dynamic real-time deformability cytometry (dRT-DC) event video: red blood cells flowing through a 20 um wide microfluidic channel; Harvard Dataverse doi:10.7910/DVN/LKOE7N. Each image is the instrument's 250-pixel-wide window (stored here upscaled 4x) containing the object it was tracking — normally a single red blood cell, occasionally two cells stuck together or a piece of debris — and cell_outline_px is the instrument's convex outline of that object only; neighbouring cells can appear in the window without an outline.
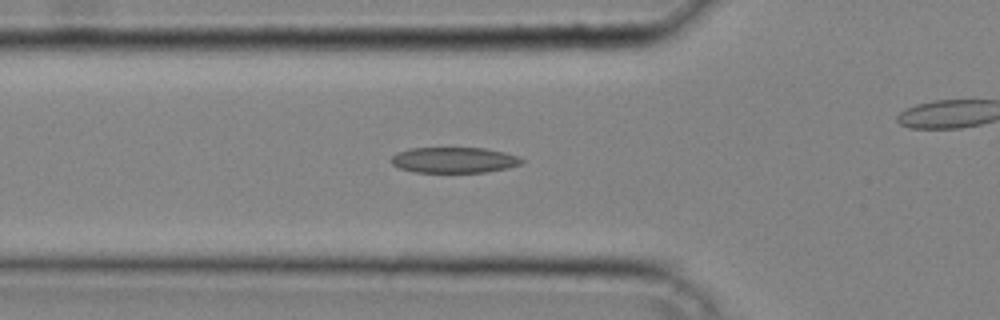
{"species": "common noctule bat (a hibernating species)", "species_latin": "Nyctalus noctula", "temperature_condition": "cold", "stored_images_in_passage": 34, "camera_frame_rate_fps": 3000, "um_per_image_px": 0.085, "animal": {"sex": "male", "body_mass_g": 20.4}, "frame": {"image": 1, "passage_image": 14, "time_ms": 4.333, "image_size_px": [1000, 320], "cell_outline_px": [[524, 160], [520, 164], [508, 168], [484, 172], [412, 172], [400, 168], [392, 164], [388, 160], [396, 152], [408, 148], [484, 148], [504, 152], [520, 156]], "centroid_in_image_um": [38.56, 13.6], "position_along_channel_um": 87.2, "area_um2": 19.71}}
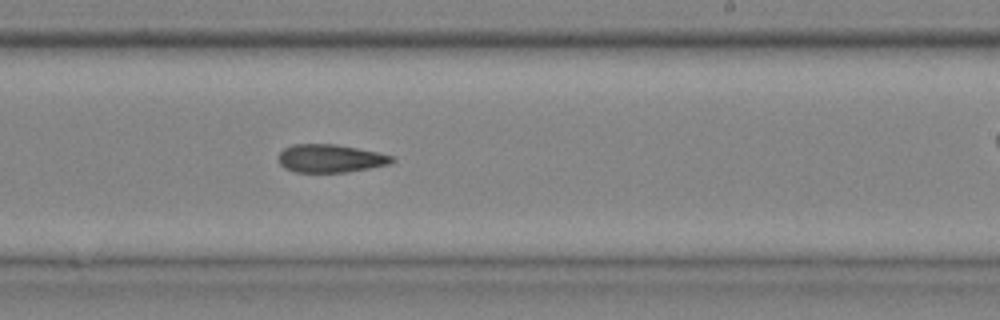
{"frame": {"image": 2, "passage_image": 25, "time_ms": 8.0, "image_size_px": [1000, 320], "cell_outline_px": [[396, 160], [392, 164], [348, 172], [296, 172], [284, 168], [280, 164], [280, 152], [284, 148], [292, 144], [336, 144], [380, 152], [396, 156]], "centroid_in_image_um": [28.16, 13.46], "position_along_channel_um": 260.8, "area_um2": 18.84}}
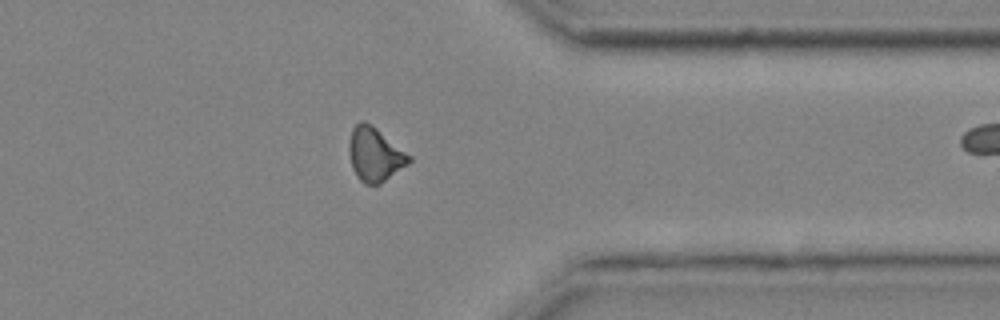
{"frame": {"image": 3, "passage_image": 33, "time_ms": 10.667, "image_size_px": [1000, 320], "cell_outline_px": [[412, 160], [408, 164], [380, 184], [364, 184], [356, 176], [352, 168], [348, 152], [348, 148], [352, 128], [360, 120], [364, 120], [376, 128], [412, 156]], "centroid_in_image_um": [31.85, 13.13], "position_along_channel_um": 379.5, "area_um2": 18.84}}